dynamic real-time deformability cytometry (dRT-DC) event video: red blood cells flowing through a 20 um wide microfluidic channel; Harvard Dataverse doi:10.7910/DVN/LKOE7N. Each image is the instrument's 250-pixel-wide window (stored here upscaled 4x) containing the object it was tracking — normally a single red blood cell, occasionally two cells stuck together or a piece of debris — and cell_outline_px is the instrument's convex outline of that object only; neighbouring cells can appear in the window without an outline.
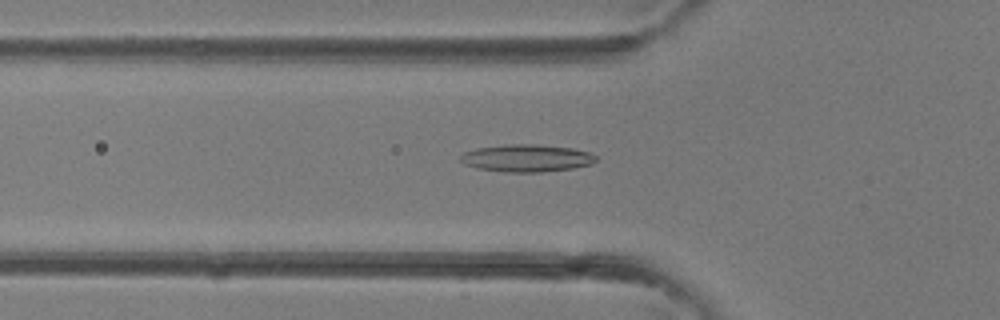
{"species": "common noctule bat (a hibernating species)", "species_latin": "Nyctalus noctula", "temperature_condition": "room temperature", "stored_images_in_passage": 30, "camera_frame_rate_fps": 3000, "um_per_image_px": 0.085, "animal": {"sex": "female"}, "frame": {"image": 1, "passage_image": 4, "time_ms": 1.0, "image_size_px": [1000, 320], "cell_outline_px": [[596, 160], [592, 164], [572, 168], [544, 172], [504, 172], [476, 168], [464, 164], [460, 160], [460, 156], [464, 152], [476, 148], [508, 144], [536, 144], [572, 148], [588, 152], [596, 156]], "centroid_in_image_um": [44.74, 13.44], "position_along_channel_um": 81.1, "area_um2": 21.68}}
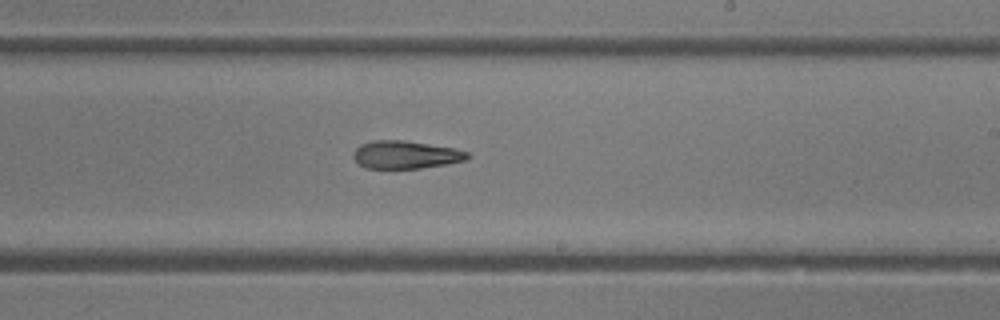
{"frame": {"image": 2, "passage_image": 14, "time_ms": 4.333, "image_size_px": [1000, 320], "cell_outline_px": [[472, 156], [468, 160], [420, 168], [368, 168], [360, 164], [352, 156], [352, 152], [360, 144], [372, 140], [404, 140], [456, 148], [468, 152]], "centroid_in_image_um": [34.5, 13.14], "position_along_channel_um": 254.5, "area_um2": 18.61}}
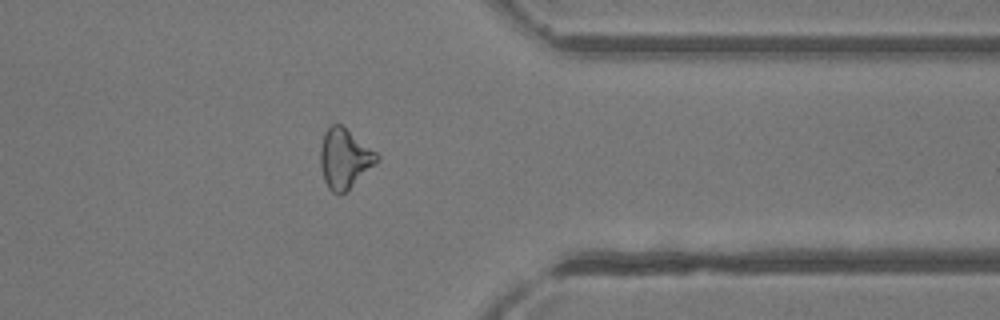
{"frame": {"image": 3, "passage_image": 22, "time_ms": 7.0, "image_size_px": [1000, 320], "cell_outline_px": [[380, 160], [376, 164], [344, 192], [332, 192], [328, 188], [324, 180], [320, 164], [320, 148], [324, 132], [332, 124], [340, 124], [376, 152], [380, 156]], "centroid_in_image_um": [29.28, 13.46], "position_along_channel_um": 382.1, "area_um2": 19.31}}